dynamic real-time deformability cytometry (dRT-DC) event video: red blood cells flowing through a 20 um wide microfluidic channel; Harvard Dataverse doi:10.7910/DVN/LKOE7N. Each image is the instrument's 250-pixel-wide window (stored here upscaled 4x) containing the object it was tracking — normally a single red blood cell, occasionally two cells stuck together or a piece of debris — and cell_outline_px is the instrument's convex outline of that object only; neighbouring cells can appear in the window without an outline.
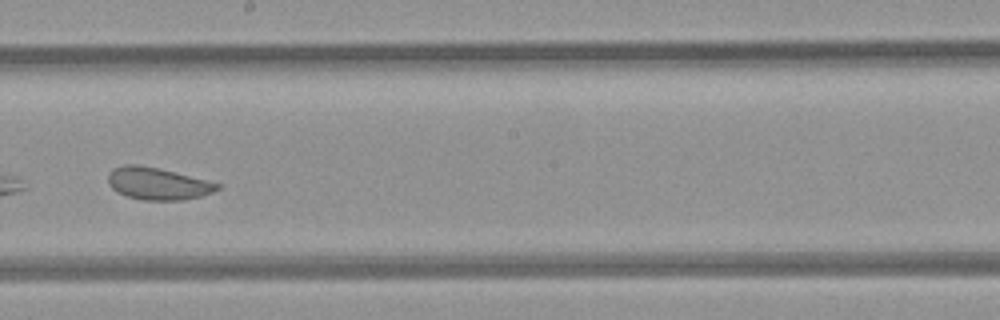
{"species": "common noctule bat (a hibernating species)", "species_latin": "Nyctalus noctula", "temperature_condition": "room temperature", "stored_images_in_passage": 30, "camera_frame_rate_fps": 3000, "um_per_image_px": 0.085, "animal": {"sex": "female", "body_mass_g": 21.9}, "frame": {"image": 1, "passage_image": 13, "time_ms": 4.0, "image_size_px": [1000, 320], "cell_outline_px": [[220, 188], [212, 192], [200, 196], [184, 200], [144, 200], [128, 196], [116, 192], [108, 184], [108, 172], [112, 168], [124, 164], [136, 164], [160, 168], [208, 180], [220, 184]], "centroid_in_image_um": [13.38, 15.59], "position_along_channel_um": 234.8, "area_um2": 20.63}, "authors_computed_cell_mechanics": {"area_um2": 21.2415, "velocity_mm_per_s": 4.2065, "shape_relaxation_time_tau1_ms": null, "shape_relaxation_time_tau2_ms": 0.8334, "deformation_change_tau1": null, "deformation_change_tau2": 0.053}}